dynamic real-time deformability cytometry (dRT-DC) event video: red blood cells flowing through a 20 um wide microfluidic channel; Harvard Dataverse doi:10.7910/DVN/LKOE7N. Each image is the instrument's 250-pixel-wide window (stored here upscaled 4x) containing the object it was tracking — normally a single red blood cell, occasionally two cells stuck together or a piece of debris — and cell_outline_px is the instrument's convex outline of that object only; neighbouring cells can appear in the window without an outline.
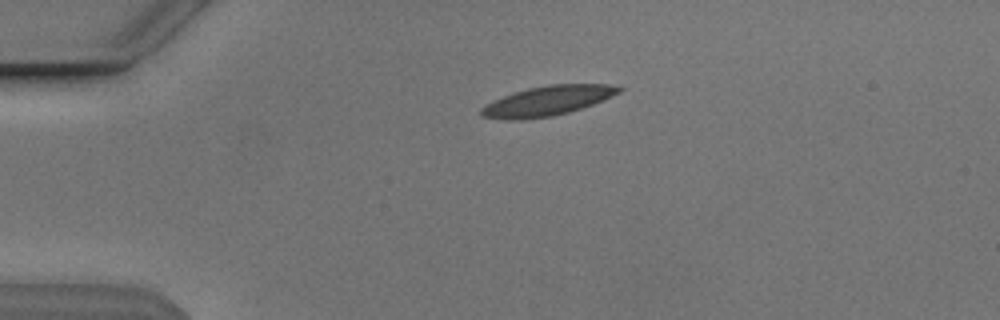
{"species": "Egyptian fruit bat (a non-hibernating species)", "species_latin": "Rousettus aegyptiacus", "temperature_condition": "cold", "stored_images_in_passage": 42, "camera_frame_rate_fps": 3000, "um_per_image_px": 0.085, "animal": {"sex": "male"}, "frame": {"image": 1, "passage_image": 1, "time_ms": 0.0, "image_size_px": [1000, 320], "cell_outline_px": [[624, 88], [620, 92], [592, 104], [568, 112], [552, 116], [524, 120], [504, 120], [480, 116], [480, 108], [484, 104], [492, 100], [512, 92], [528, 88], [548, 84], [608, 84]], "centroid_in_image_um": [46.44, 8.58], "position_along_channel_um": 38.6, "area_um2": 23.99}}
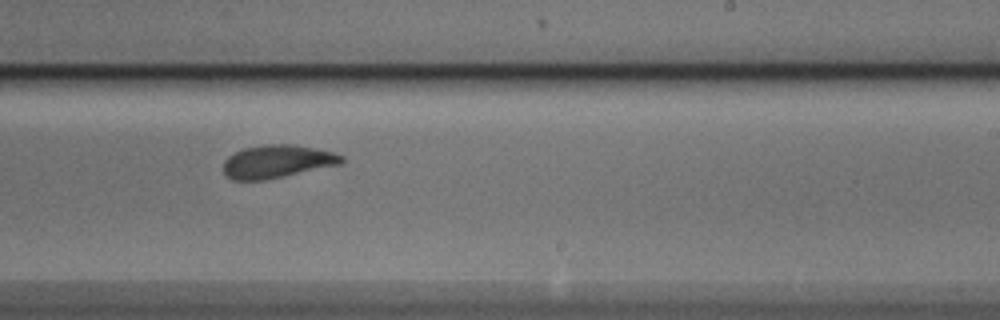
{"frame": {"image": 2, "passage_image": 22, "time_ms": 7.0, "image_size_px": [1000, 320], "cell_outline_px": [[344, 160], [340, 164], [284, 176], [264, 180], [232, 180], [224, 172], [224, 160], [228, 156], [244, 148], [264, 144], [292, 144], [332, 152], [344, 156]], "centroid_in_image_um": [23.54, 13.72], "position_along_channel_um": 265.5, "area_um2": 22.48}}
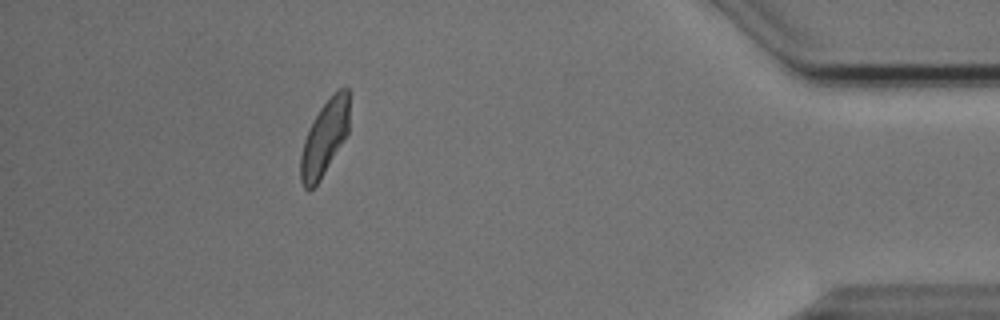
{"frame": {"image": 3, "passage_image": 37, "time_ms": 12.0, "image_size_px": [1000, 320], "cell_outline_px": [[348, 132], [320, 180], [308, 192], [304, 188], [300, 180], [300, 156], [304, 140], [320, 108], [332, 92], [336, 88], [348, 88]], "centroid_in_image_um": [27.57, 11.73], "position_along_channel_um": 407.6, "area_um2": 20.98}, "authors_computed_cell_mechanics": {"area_um2": 22.6576, "velocity_mm_per_s": 3.8164, "shape_relaxation_time_tau1_ms": 4.0559, "shape_relaxation_time_tau2_ms": 1.6429, "deformation_change_tau1": 0.1352, "deformation_change_tau2": 0.0772}}